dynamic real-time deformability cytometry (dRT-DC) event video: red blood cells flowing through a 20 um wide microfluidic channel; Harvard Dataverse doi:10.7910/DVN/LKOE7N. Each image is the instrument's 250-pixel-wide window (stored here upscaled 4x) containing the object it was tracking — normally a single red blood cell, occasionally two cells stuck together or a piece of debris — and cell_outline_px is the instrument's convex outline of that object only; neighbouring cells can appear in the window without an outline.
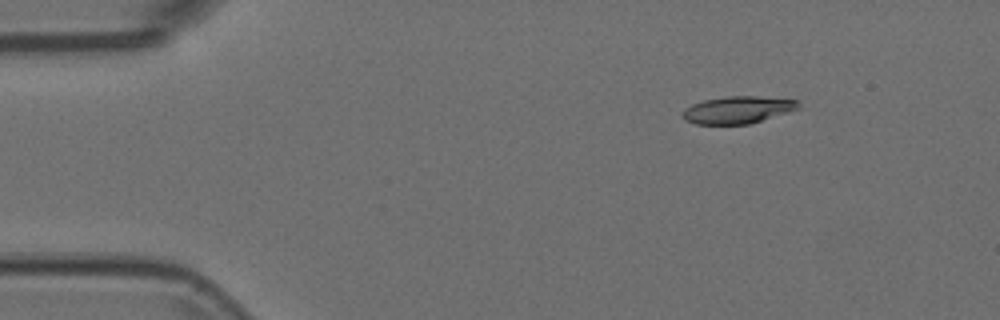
{"species": "Egyptian fruit bat (a non-hibernating species)", "species_latin": "Rousettus aegyptiacus", "temperature_condition": "room temperature", "stored_images_in_passage": 47, "camera_frame_rate_fps": 3000, "um_per_image_px": 0.085, "animal": {"sex": "female"}, "frame": {"image": 1, "passage_image": 1, "time_ms": 0.0, "image_size_px": [1000, 320], "cell_outline_px": [[800, 108], [788, 112], [748, 124], [696, 124], [684, 120], [680, 116], [680, 112], [684, 108], [692, 104], [704, 100], [728, 96], [756, 96], [800, 100]], "centroid_in_image_um": [62.67, 9.33], "position_along_channel_um": 22.3, "area_um2": 18.5}}
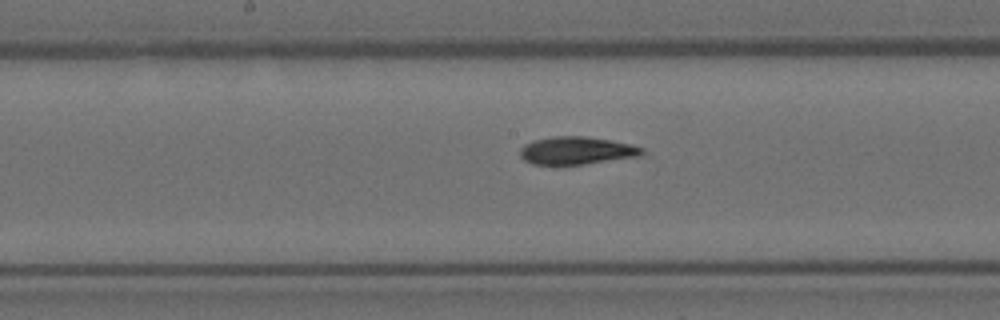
{"frame": {"image": 2, "passage_image": 21, "time_ms": 6.667, "image_size_px": [1000, 320], "cell_outline_px": [[644, 152], [636, 156], [584, 164], [532, 164], [524, 160], [520, 156], [520, 148], [524, 144], [532, 140], [552, 136], [584, 136], [608, 140], [628, 144], [644, 148]], "centroid_in_image_um": [48.92, 12.79], "position_along_channel_um": 199.3, "area_um2": 19.42}}
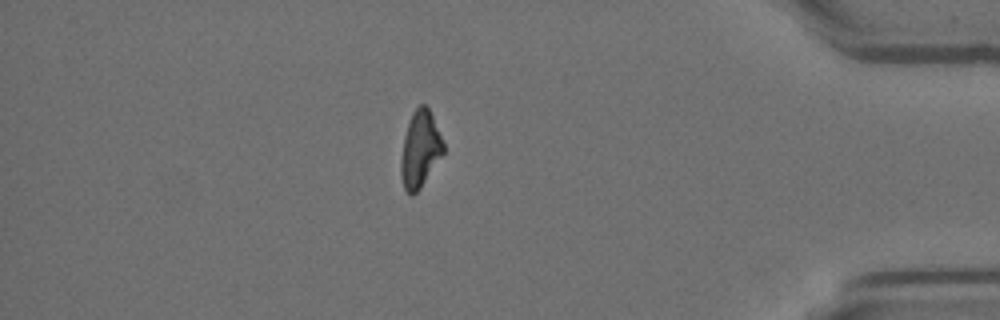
{"frame": {"image": 3, "passage_image": 40, "time_ms": 13.0, "image_size_px": [1000, 320], "cell_outline_px": [[444, 152], [420, 188], [412, 196], [404, 188], [400, 172], [400, 160], [404, 136], [412, 112], [420, 104], [424, 104], [428, 108], [432, 116], [444, 144]], "centroid_in_image_um": [35.69, 12.69], "position_along_channel_um": 399.5, "area_um2": 18.61}}